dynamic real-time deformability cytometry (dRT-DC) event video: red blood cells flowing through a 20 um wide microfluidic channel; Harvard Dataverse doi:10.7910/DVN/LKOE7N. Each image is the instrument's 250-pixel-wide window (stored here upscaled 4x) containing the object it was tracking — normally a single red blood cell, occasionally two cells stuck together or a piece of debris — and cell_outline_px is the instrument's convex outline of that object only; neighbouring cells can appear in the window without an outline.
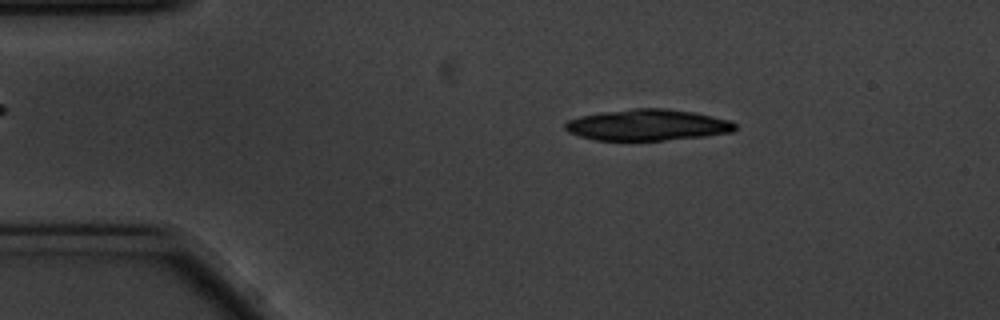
{"species": "common noctule bat (a hibernating species)", "species_latin": "Nyctalus noctula", "temperature_condition": "cold", "stored_images_in_passage": 8, "camera_frame_rate_fps": 3000, "um_per_image_px": 0.085, "animal": {"sex": "male", "body_mass_g": 20.1, "forearm_length_mm": 53.5}, "frame": {"image": 1, "passage_image": 1, "time_ms": 0.0, "image_size_px": [1000, 320], "cell_outline_px": [[736, 128], [732, 132], [704, 136], [664, 140], [596, 140], [580, 136], [568, 132], [564, 128], [564, 124], [568, 120], [580, 116], [604, 112], [636, 108], [664, 108], [692, 112], [732, 120], [736, 124]], "centroid_in_image_um": [55.05, 10.62], "position_along_channel_um": 30.0, "area_um2": 30.75}}